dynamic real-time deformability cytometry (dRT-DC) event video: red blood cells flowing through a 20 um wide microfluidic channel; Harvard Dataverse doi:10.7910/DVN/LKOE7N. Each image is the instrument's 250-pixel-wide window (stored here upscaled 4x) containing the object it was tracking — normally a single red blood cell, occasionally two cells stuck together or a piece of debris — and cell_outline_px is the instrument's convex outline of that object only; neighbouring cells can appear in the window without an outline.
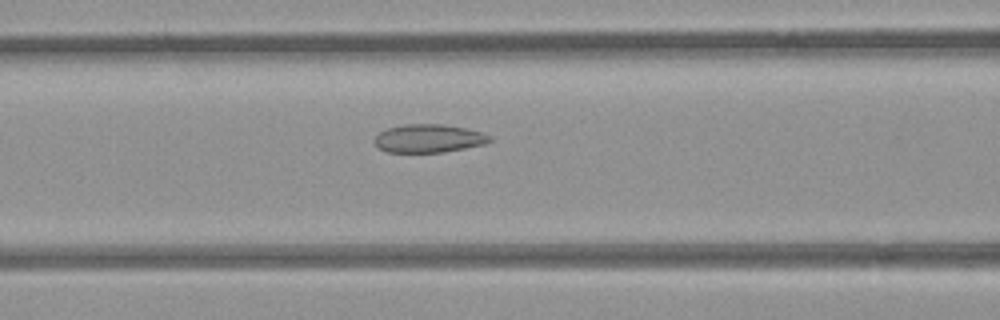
{"species": "common noctule bat (a hibernating species)", "species_latin": "Nyctalus noctula", "temperature_condition": "room temperature", "stored_images_in_passage": 54, "camera_frame_rate_fps": 3000, "um_per_image_px": 0.085, "animal": {"sex": "female", "body_mass_g": 21.9}, "frame": {"image": 1, "passage_image": 23, "time_ms": 7.333, "image_size_px": [1000, 320], "cell_outline_px": [[492, 140], [484, 144], [444, 152], [388, 152], [380, 148], [376, 144], [376, 136], [380, 132], [388, 128], [404, 124], [444, 124], [464, 128], [480, 132], [492, 136]], "centroid_in_image_um": [36.46, 11.76], "position_along_channel_um": 130.1, "area_um2": 18.73}}
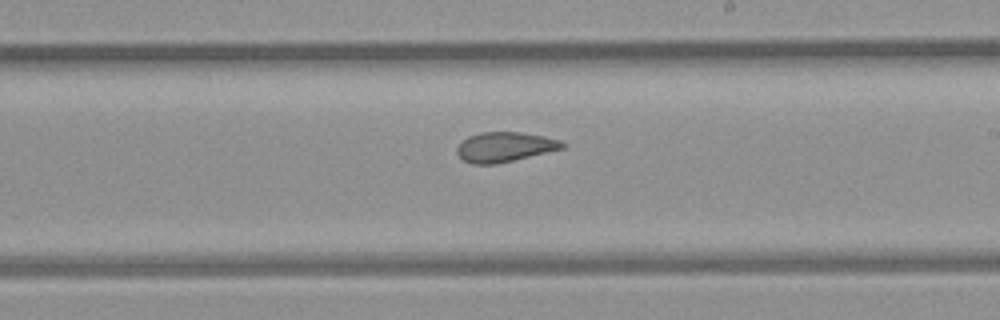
{"frame": {"image": 2, "passage_image": 32, "time_ms": 10.333, "image_size_px": [1000, 320], "cell_outline_px": [[568, 144], [564, 148], [496, 164], [472, 164], [464, 160], [456, 152], [456, 148], [468, 136], [480, 132], [520, 132], [544, 136], [560, 140]], "centroid_in_image_um": [42.92, 12.48], "position_along_channel_um": 246.1, "area_um2": 18.21}}
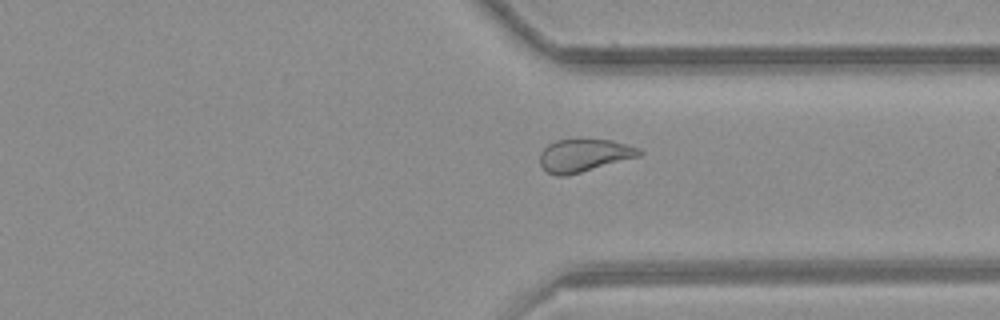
{"frame": {"image": 3, "passage_image": 41, "time_ms": 13.333, "image_size_px": [1000, 320], "cell_outline_px": [[644, 152], [640, 156], [580, 172], [564, 176], [556, 176], [548, 172], [540, 164], [540, 152], [548, 144], [556, 140], [612, 140], [628, 144], [640, 148]], "centroid_in_image_um": [49.66, 13.2], "position_along_channel_um": 361.7, "area_um2": 18.79}, "authors_computed_cell_mechanics": {"area_um2": 20.4323, "velocity_mm_per_s": 3.8632, "shape_relaxation_time_tau1_ms": null, "shape_relaxation_time_tau2_ms": 2.5908, "deformation_change_tau1": null, "deformation_change_tau2": 0.0846}}